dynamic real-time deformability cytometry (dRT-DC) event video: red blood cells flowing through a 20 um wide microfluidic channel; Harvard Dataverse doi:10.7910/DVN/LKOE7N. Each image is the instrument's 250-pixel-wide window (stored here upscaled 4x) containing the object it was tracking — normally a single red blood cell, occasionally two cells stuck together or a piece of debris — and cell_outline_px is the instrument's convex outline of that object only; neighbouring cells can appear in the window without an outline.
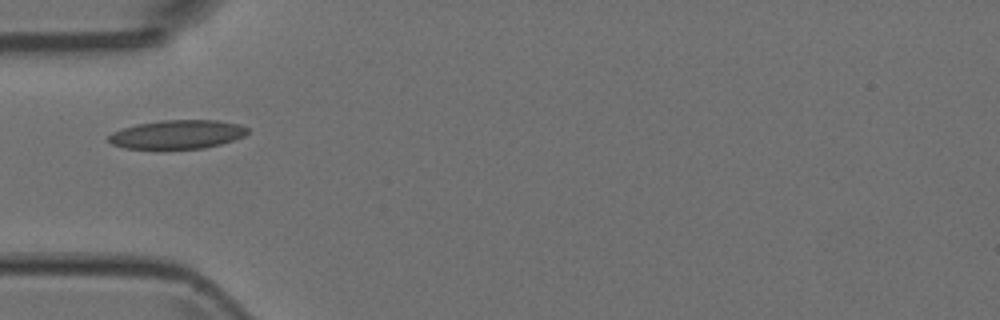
{"species": "Egyptian fruit bat (a non-hibernating species)", "species_latin": "Rousettus aegyptiacus", "temperature_condition": "room temperature", "stored_images_in_passage": 1, "camera_frame_rate_fps": 3000, "um_per_image_px": 0.085, "animal": {"sex": "female"}, "frame": {"image": 1, "passage_image": 1, "time_ms": 0.0, "image_size_px": [1000, 320], "cell_outline_px": [[248, 132], [244, 136], [220, 144], [204, 148], [124, 148], [112, 144], [108, 140], [108, 136], [112, 132], [136, 124], [160, 120], [216, 120], [240, 124], [248, 128]], "centroid_in_image_um": [15.07, 11.41], "position_along_channel_um": 69.9, "area_um2": 23.12}}